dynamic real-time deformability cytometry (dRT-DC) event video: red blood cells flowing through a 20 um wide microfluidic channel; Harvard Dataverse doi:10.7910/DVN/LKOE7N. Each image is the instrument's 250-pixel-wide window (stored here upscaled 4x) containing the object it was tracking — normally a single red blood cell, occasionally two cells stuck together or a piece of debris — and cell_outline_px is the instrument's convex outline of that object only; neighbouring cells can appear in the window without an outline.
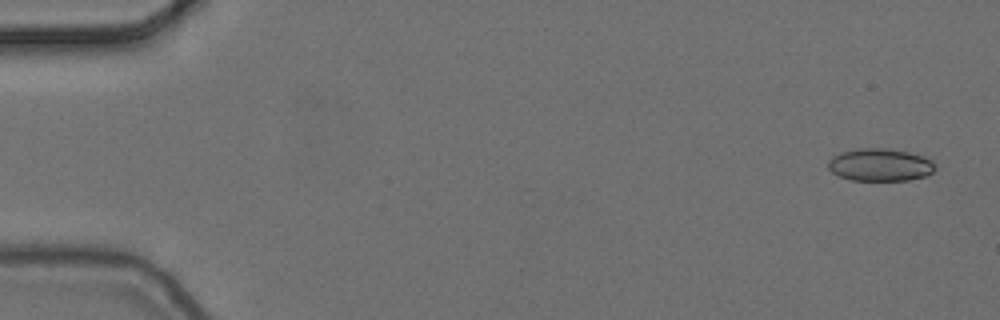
{"species": "common noctule bat (a hibernating species)", "species_latin": "Nyctalus noctula", "temperature_condition": "cold", "stored_images_in_passage": 5, "camera_frame_rate_fps": 3000, "um_per_image_px": 0.085, "animal": {"sex": "female", "body_mass_g": 24.6, "forearm_length_mm": 56.2}, "frame": {"image": 1, "passage_image": 1, "time_ms": 0.0, "image_size_px": [1000, 320], "cell_outline_px": [[936, 168], [932, 172], [924, 176], [908, 180], [852, 180], [840, 176], [832, 172], [828, 168], [828, 160], [832, 156], [840, 152], [860, 148], [884, 148], [908, 152], [924, 156], [932, 160], [936, 164]], "centroid_in_image_um": [74.81, 14.0], "position_along_channel_um": 10.2, "area_um2": 20.35}}
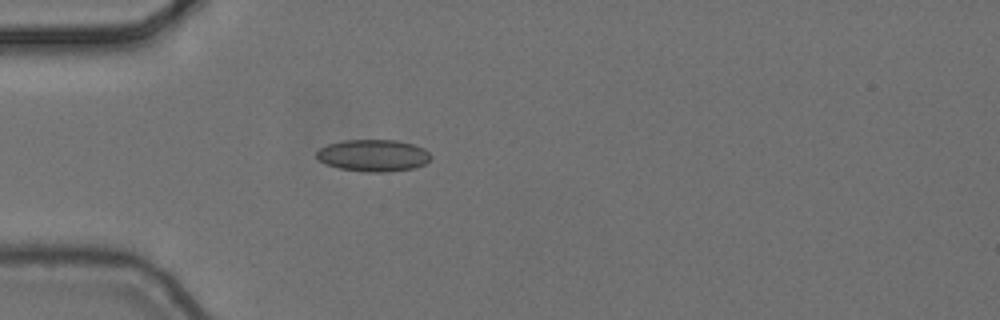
{"frame": {"image": 2, "passage_image": 5, "time_ms": 1.333, "image_size_px": [1000, 320], "cell_outline_px": [[432, 156], [424, 164], [412, 168], [388, 172], [368, 172], [340, 168], [324, 164], [316, 156], [316, 152], [320, 148], [328, 144], [344, 140], [396, 140], [412, 144], [424, 148]], "centroid_in_image_um": [31.71, 13.21], "position_along_channel_um": 53.3, "area_um2": 21.15}}